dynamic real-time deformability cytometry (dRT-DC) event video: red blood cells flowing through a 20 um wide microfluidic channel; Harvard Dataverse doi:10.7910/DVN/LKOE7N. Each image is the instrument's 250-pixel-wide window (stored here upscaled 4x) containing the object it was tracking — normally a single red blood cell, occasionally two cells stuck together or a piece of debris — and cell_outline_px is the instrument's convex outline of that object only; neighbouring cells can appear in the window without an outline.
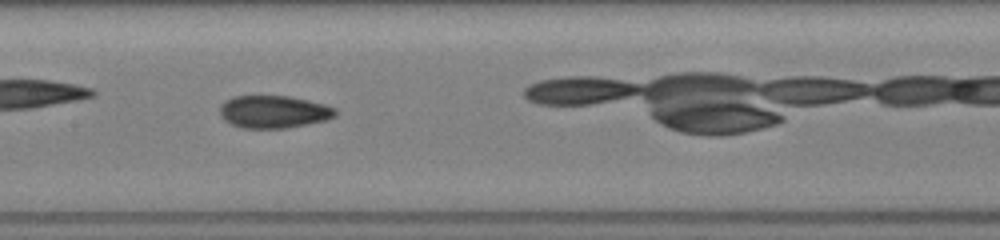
{"species": "common noctule bat (a hibernating species)", "species_latin": "Nyctalus noctula", "temperature_condition": "room temperature", "stored_images_in_passage": 34, "camera_frame_rate_fps": 3000, "um_per_image_px": 0.085, "animal": {"sex": "female", "body_mass_g": 19.5, "forearm_length_mm": 54.1}, "frame": {"image": 1, "passage_image": 10, "time_ms": 3.0, "image_size_px": [1000, 240], "cell_outline_px": [[336, 116], [324, 120], [284, 128], [240, 128], [224, 120], [220, 116], [220, 104], [224, 100], [232, 96], [288, 96], [308, 100], [324, 104], [336, 108]], "centroid_in_image_um": [23.21, 9.49], "position_along_channel_um": 184.2, "area_um2": 21.91}}